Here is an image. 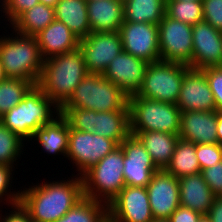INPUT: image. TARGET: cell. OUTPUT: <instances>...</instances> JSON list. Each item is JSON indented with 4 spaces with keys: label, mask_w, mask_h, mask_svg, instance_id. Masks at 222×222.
<instances>
[{
    "label": "cell",
    "mask_w": 222,
    "mask_h": 222,
    "mask_svg": "<svg viewBox=\"0 0 222 222\" xmlns=\"http://www.w3.org/2000/svg\"><path fill=\"white\" fill-rule=\"evenodd\" d=\"M74 175L21 189L20 203L33 222H56L84 197L82 177Z\"/></svg>",
    "instance_id": "1"
},
{
    "label": "cell",
    "mask_w": 222,
    "mask_h": 222,
    "mask_svg": "<svg viewBox=\"0 0 222 222\" xmlns=\"http://www.w3.org/2000/svg\"><path fill=\"white\" fill-rule=\"evenodd\" d=\"M88 74L78 48L45 59L37 86L60 108Z\"/></svg>",
    "instance_id": "2"
},
{
    "label": "cell",
    "mask_w": 222,
    "mask_h": 222,
    "mask_svg": "<svg viewBox=\"0 0 222 222\" xmlns=\"http://www.w3.org/2000/svg\"><path fill=\"white\" fill-rule=\"evenodd\" d=\"M10 31V35H0V62L5 74L8 78L24 79L37 85L44 59L36 37Z\"/></svg>",
    "instance_id": "3"
},
{
    "label": "cell",
    "mask_w": 222,
    "mask_h": 222,
    "mask_svg": "<svg viewBox=\"0 0 222 222\" xmlns=\"http://www.w3.org/2000/svg\"><path fill=\"white\" fill-rule=\"evenodd\" d=\"M59 114L60 108L34 85L18 105L0 117V122L25 142L31 143L34 132Z\"/></svg>",
    "instance_id": "4"
},
{
    "label": "cell",
    "mask_w": 222,
    "mask_h": 222,
    "mask_svg": "<svg viewBox=\"0 0 222 222\" xmlns=\"http://www.w3.org/2000/svg\"><path fill=\"white\" fill-rule=\"evenodd\" d=\"M129 96L102 74L89 73L60 107V114L68 108L92 109L96 112L129 110Z\"/></svg>",
    "instance_id": "5"
},
{
    "label": "cell",
    "mask_w": 222,
    "mask_h": 222,
    "mask_svg": "<svg viewBox=\"0 0 222 222\" xmlns=\"http://www.w3.org/2000/svg\"><path fill=\"white\" fill-rule=\"evenodd\" d=\"M124 152L119 145L83 176V196L108 204L126 186L123 176Z\"/></svg>",
    "instance_id": "6"
},
{
    "label": "cell",
    "mask_w": 222,
    "mask_h": 222,
    "mask_svg": "<svg viewBox=\"0 0 222 222\" xmlns=\"http://www.w3.org/2000/svg\"><path fill=\"white\" fill-rule=\"evenodd\" d=\"M130 131H159L179 136L181 110L176 104L129 97Z\"/></svg>",
    "instance_id": "7"
},
{
    "label": "cell",
    "mask_w": 222,
    "mask_h": 222,
    "mask_svg": "<svg viewBox=\"0 0 222 222\" xmlns=\"http://www.w3.org/2000/svg\"><path fill=\"white\" fill-rule=\"evenodd\" d=\"M189 68L183 64L163 60L149 63L142 86L136 95L176 104L184 74Z\"/></svg>",
    "instance_id": "8"
},
{
    "label": "cell",
    "mask_w": 222,
    "mask_h": 222,
    "mask_svg": "<svg viewBox=\"0 0 222 222\" xmlns=\"http://www.w3.org/2000/svg\"><path fill=\"white\" fill-rule=\"evenodd\" d=\"M118 146L119 144L115 140L70 127L66 158L71 160L72 166L75 164L72 170L76 169L77 176L82 177Z\"/></svg>",
    "instance_id": "9"
},
{
    "label": "cell",
    "mask_w": 222,
    "mask_h": 222,
    "mask_svg": "<svg viewBox=\"0 0 222 222\" xmlns=\"http://www.w3.org/2000/svg\"><path fill=\"white\" fill-rule=\"evenodd\" d=\"M158 37L161 60L192 68V25L170 18L165 14L158 24Z\"/></svg>",
    "instance_id": "10"
},
{
    "label": "cell",
    "mask_w": 222,
    "mask_h": 222,
    "mask_svg": "<svg viewBox=\"0 0 222 222\" xmlns=\"http://www.w3.org/2000/svg\"><path fill=\"white\" fill-rule=\"evenodd\" d=\"M89 73L103 74L111 61L123 51L119 32H93L79 40Z\"/></svg>",
    "instance_id": "11"
},
{
    "label": "cell",
    "mask_w": 222,
    "mask_h": 222,
    "mask_svg": "<svg viewBox=\"0 0 222 222\" xmlns=\"http://www.w3.org/2000/svg\"><path fill=\"white\" fill-rule=\"evenodd\" d=\"M111 222H152L154 220L146 187L125 186L108 203Z\"/></svg>",
    "instance_id": "12"
},
{
    "label": "cell",
    "mask_w": 222,
    "mask_h": 222,
    "mask_svg": "<svg viewBox=\"0 0 222 222\" xmlns=\"http://www.w3.org/2000/svg\"><path fill=\"white\" fill-rule=\"evenodd\" d=\"M123 51L148 63L161 60L158 25L123 22L119 29Z\"/></svg>",
    "instance_id": "13"
},
{
    "label": "cell",
    "mask_w": 222,
    "mask_h": 222,
    "mask_svg": "<svg viewBox=\"0 0 222 222\" xmlns=\"http://www.w3.org/2000/svg\"><path fill=\"white\" fill-rule=\"evenodd\" d=\"M124 152L123 176L126 186L146 187L159 170L140 140L130 134L121 144Z\"/></svg>",
    "instance_id": "14"
},
{
    "label": "cell",
    "mask_w": 222,
    "mask_h": 222,
    "mask_svg": "<svg viewBox=\"0 0 222 222\" xmlns=\"http://www.w3.org/2000/svg\"><path fill=\"white\" fill-rule=\"evenodd\" d=\"M146 189L155 220L169 219L180 206L178 178L165 169L154 172Z\"/></svg>",
    "instance_id": "15"
},
{
    "label": "cell",
    "mask_w": 222,
    "mask_h": 222,
    "mask_svg": "<svg viewBox=\"0 0 222 222\" xmlns=\"http://www.w3.org/2000/svg\"><path fill=\"white\" fill-rule=\"evenodd\" d=\"M176 105L181 112L216 111L214 97L202 69L189 68L186 71Z\"/></svg>",
    "instance_id": "16"
},
{
    "label": "cell",
    "mask_w": 222,
    "mask_h": 222,
    "mask_svg": "<svg viewBox=\"0 0 222 222\" xmlns=\"http://www.w3.org/2000/svg\"><path fill=\"white\" fill-rule=\"evenodd\" d=\"M192 68L204 69L222 66V32L208 22L201 21L192 26Z\"/></svg>",
    "instance_id": "17"
},
{
    "label": "cell",
    "mask_w": 222,
    "mask_h": 222,
    "mask_svg": "<svg viewBox=\"0 0 222 222\" xmlns=\"http://www.w3.org/2000/svg\"><path fill=\"white\" fill-rule=\"evenodd\" d=\"M148 64L147 61L122 51L102 75L130 97L140 90Z\"/></svg>",
    "instance_id": "18"
},
{
    "label": "cell",
    "mask_w": 222,
    "mask_h": 222,
    "mask_svg": "<svg viewBox=\"0 0 222 222\" xmlns=\"http://www.w3.org/2000/svg\"><path fill=\"white\" fill-rule=\"evenodd\" d=\"M179 138L194 144L218 143L217 111L181 112Z\"/></svg>",
    "instance_id": "19"
},
{
    "label": "cell",
    "mask_w": 222,
    "mask_h": 222,
    "mask_svg": "<svg viewBox=\"0 0 222 222\" xmlns=\"http://www.w3.org/2000/svg\"><path fill=\"white\" fill-rule=\"evenodd\" d=\"M35 37L44 60L79 47L80 39L63 22L56 19Z\"/></svg>",
    "instance_id": "20"
},
{
    "label": "cell",
    "mask_w": 222,
    "mask_h": 222,
    "mask_svg": "<svg viewBox=\"0 0 222 222\" xmlns=\"http://www.w3.org/2000/svg\"><path fill=\"white\" fill-rule=\"evenodd\" d=\"M69 132L70 125L67 119L62 114H59L51 122L38 128L30 141L32 143L37 141L34 144H38L42 152L44 151L48 156L49 154L50 156L61 155L66 158Z\"/></svg>",
    "instance_id": "21"
},
{
    "label": "cell",
    "mask_w": 222,
    "mask_h": 222,
    "mask_svg": "<svg viewBox=\"0 0 222 222\" xmlns=\"http://www.w3.org/2000/svg\"><path fill=\"white\" fill-rule=\"evenodd\" d=\"M91 33L117 32L124 22V4L120 0L87 2Z\"/></svg>",
    "instance_id": "22"
},
{
    "label": "cell",
    "mask_w": 222,
    "mask_h": 222,
    "mask_svg": "<svg viewBox=\"0 0 222 222\" xmlns=\"http://www.w3.org/2000/svg\"><path fill=\"white\" fill-rule=\"evenodd\" d=\"M180 205L202 215H207L215 199L202 173L184 176L178 179Z\"/></svg>",
    "instance_id": "23"
},
{
    "label": "cell",
    "mask_w": 222,
    "mask_h": 222,
    "mask_svg": "<svg viewBox=\"0 0 222 222\" xmlns=\"http://www.w3.org/2000/svg\"><path fill=\"white\" fill-rule=\"evenodd\" d=\"M144 145L155 166L165 169L171 161L179 136L159 131H130Z\"/></svg>",
    "instance_id": "24"
},
{
    "label": "cell",
    "mask_w": 222,
    "mask_h": 222,
    "mask_svg": "<svg viewBox=\"0 0 222 222\" xmlns=\"http://www.w3.org/2000/svg\"><path fill=\"white\" fill-rule=\"evenodd\" d=\"M54 12L55 19L63 22L79 39L91 33L86 0H59Z\"/></svg>",
    "instance_id": "25"
},
{
    "label": "cell",
    "mask_w": 222,
    "mask_h": 222,
    "mask_svg": "<svg viewBox=\"0 0 222 222\" xmlns=\"http://www.w3.org/2000/svg\"><path fill=\"white\" fill-rule=\"evenodd\" d=\"M95 134L115 140L119 145L131 134L129 110L95 111Z\"/></svg>",
    "instance_id": "26"
},
{
    "label": "cell",
    "mask_w": 222,
    "mask_h": 222,
    "mask_svg": "<svg viewBox=\"0 0 222 222\" xmlns=\"http://www.w3.org/2000/svg\"><path fill=\"white\" fill-rule=\"evenodd\" d=\"M54 20V7L39 2L22 13L8 28L22 35L36 36Z\"/></svg>",
    "instance_id": "27"
},
{
    "label": "cell",
    "mask_w": 222,
    "mask_h": 222,
    "mask_svg": "<svg viewBox=\"0 0 222 222\" xmlns=\"http://www.w3.org/2000/svg\"><path fill=\"white\" fill-rule=\"evenodd\" d=\"M165 170L176 178L201 172L196 155V144L179 138L171 161Z\"/></svg>",
    "instance_id": "28"
},
{
    "label": "cell",
    "mask_w": 222,
    "mask_h": 222,
    "mask_svg": "<svg viewBox=\"0 0 222 222\" xmlns=\"http://www.w3.org/2000/svg\"><path fill=\"white\" fill-rule=\"evenodd\" d=\"M165 9L166 0H131L124 4V21L158 25Z\"/></svg>",
    "instance_id": "29"
},
{
    "label": "cell",
    "mask_w": 222,
    "mask_h": 222,
    "mask_svg": "<svg viewBox=\"0 0 222 222\" xmlns=\"http://www.w3.org/2000/svg\"><path fill=\"white\" fill-rule=\"evenodd\" d=\"M108 204L83 197L56 222H107Z\"/></svg>",
    "instance_id": "30"
},
{
    "label": "cell",
    "mask_w": 222,
    "mask_h": 222,
    "mask_svg": "<svg viewBox=\"0 0 222 222\" xmlns=\"http://www.w3.org/2000/svg\"><path fill=\"white\" fill-rule=\"evenodd\" d=\"M34 84L28 80L7 78L0 83V117L18 105Z\"/></svg>",
    "instance_id": "31"
},
{
    "label": "cell",
    "mask_w": 222,
    "mask_h": 222,
    "mask_svg": "<svg viewBox=\"0 0 222 222\" xmlns=\"http://www.w3.org/2000/svg\"><path fill=\"white\" fill-rule=\"evenodd\" d=\"M25 144L27 143L23 139L0 122V165L16 166L17 168L19 165L17 160H21V155L23 156L26 151Z\"/></svg>",
    "instance_id": "32"
},
{
    "label": "cell",
    "mask_w": 222,
    "mask_h": 222,
    "mask_svg": "<svg viewBox=\"0 0 222 222\" xmlns=\"http://www.w3.org/2000/svg\"><path fill=\"white\" fill-rule=\"evenodd\" d=\"M165 14L192 26L204 20L202 1L166 0Z\"/></svg>",
    "instance_id": "33"
},
{
    "label": "cell",
    "mask_w": 222,
    "mask_h": 222,
    "mask_svg": "<svg viewBox=\"0 0 222 222\" xmlns=\"http://www.w3.org/2000/svg\"><path fill=\"white\" fill-rule=\"evenodd\" d=\"M14 170H16L15 167L9 165H0V206L2 205V208L3 205L10 207L20 202L21 189L19 188L18 190V188H15V191L11 189L13 188L12 182H14L13 180L15 179L13 176L14 172H17Z\"/></svg>",
    "instance_id": "34"
},
{
    "label": "cell",
    "mask_w": 222,
    "mask_h": 222,
    "mask_svg": "<svg viewBox=\"0 0 222 222\" xmlns=\"http://www.w3.org/2000/svg\"><path fill=\"white\" fill-rule=\"evenodd\" d=\"M72 129L95 133V111L92 109L68 108L62 114Z\"/></svg>",
    "instance_id": "35"
},
{
    "label": "cell",
    "mask_w": 222,
    "mask_h": 222,
    "mask_svg": "<svg viewBox=\"0 0 222 222\" xmlns=\"http://www.w3.org/2000/svg\"><path fill=\"white\" fill-rule=\"evenodd\" d=\"M39 2V0H0V13H3L0 17L3 18L2 21H6L5 23L9 21L6 25L10 26L22 13Z\"/></svg>",
    "instance_id": "36"
},
{
    "label": "cell",
    "mask_w": 222,
    "mask_h": 222,
    "mask_svg": "<svg viewBox=\"0 0 222 222\" xmlns=\"http://www.w3.org/2000/svg\"><path fill=\"white\" fill-rule=\"evenodd\" d=\"M196 155L201 171L222 161V151L219 143L196 144Z\"/></svg>",
    "instance_id": "37"
},
{
    "label": "cell",
    "mask_w": 222,
    "mask_h": 222,
    "mask_svg": "<svg viewBox=\"0 0 222 222\" xmlns=\"http://www.w3.org/2000/svg\"><path fill=\"white\" fill-rule=\"evenodd\" d=\"M205 72L210 90L216 104V111H222V66L202 69Z\"/></svg>",
    "instance_id": "38"
},
{
    "label": "cell",
    "mask_w": 222,
    "mask_h": 222,
    "mask_svg": "<svg viewBox=\"0 0 222 222\" xmlns=\"http://www.w3.org/2000/svg\"><path fill=\"white\" fill-rule=\"evenodd\" d=\"M204 21L222 32V0H202Z\"/></svg>",
    "instance_id": "39"
},
{
    "label": "cell",
    "mask_w": 222,
    "mask_h": 222,
    "mask_svg": "<svg viewBox=\"0 0 222 222\" xmlns=\"http://www.w3.org/2000/svg\"><path fill=\"white\" fill-rule=\"evenodd\" d=\"M204 181L216 197H222V161L201 171Z\"/></svg>",
    "instance_id": "40"
},
{
    "label": "cell",
    "mask_w": 222,
    "mask_h": 222,
    "mask_svg": "<svg viewBox=\"0 0 222 222\" xmlns=\"http://www.w3.org/2000/svg\"><path fill=\"white\" fill-rule=\"evenodd\" d=\"M10 208L12 210L4 212L5 215H2L3 212L0 210V222H32L28 211L20 202L12 205Z\"/></svg>",
    "instance_id": "41"
},
{
    "label": "cell",
    "mask_w": 222,
    "mask_h": 222,
    "mask_svg": "<svg viewBox=\"0 0 222 222\" xmlns=\"http://www.w3.org/2000/svg\"><path fill=\"white\" fill-rule=\"evenodd\" d=\"M203 215L180 205L169 217L170 222H198Z\"/></svg>",
    "instance_id": "42"
},
{
    "label": "cell",
    "mask_w": 222,
    "mask_h": 222,
    "mask_svg": "<svg viewBox=\"0 0 222 222\" xmlns=\"http://www.w3.org/2000/svg\"><path fill=\"white\" fill-rule=\"evenodd\" d=\"M207 216L211 222H222V197H215Z\"/></svg>",
    "instance_id": "43"
},
{
    "label": "cell",
    "mask_w": 222,
    "mask_h": 222,
    "mask_svg": "<svg viewBox=\"0 0 222 222\" xmlns=\"http://www.w3.org/2000/svg\"><path fill=\"white\" fill-rule=\"evenodd\" d=\"M217 139L222 143V111H217Z\"/></svg>",
    "instance_id": "44"
},
{
    "label": "cell",
    "mask_w": 222,
    "mask_h": 222,
    "mask_svg": "<svg viewBox=\"0 0 222 222\" xmlns=\"http://www.w3.org/2000/svg\"><path fill=\"white\" fill-rule=\"evenodd\" d=\"M42 4H45L47 6H51V7H55V5L57 4V2L59 0H39Z\"/></svg>",
    "instance_id": "45"
},
{
    "label": "cell",
    "mask_w": 222,
    "mask_h": 222,
    "mask_svg": "<svg viewBox=\"0 0 222 222\" xmlns=\"http://www.w3.org/2000/svg\"><path fill=\"white\" fill-rule=\"evenodd\" d=\"M8 77L5 74L4 68L0 62V83L4 80H6Z\"/></svg>",
    "instance_id": "46"
},
{
    "label": "cell",
    "mask_w": 222,
    "mask_h": 222,
    "mask_svg": "<svg viewBox=\"0 0 222 222\" xmlns=\"http://www.w3.org/2000/svg\"><path fill=\"white\" fill-rule=\"evenodd\" d=\"M198 222H211L207 215H203Z\"/></svg>",
    "instance_id": "47"
},
{
    "label": "cell",
    "mask_w": 222,
    "mask_h": 222,
    "mask_svg": "<svg viewBox=\"0 0 222 222\" xmlns=\"http://www.w3.org/2000/svg\"><path fill=\"white\" fill-rule=\"evenodd\" d=\"M152 222H170L168 219H163V220H153Z\"/></svg>",
    "instance_id": "48"
},
{
    "label": "cell",
    "mask_w": 222,
    "mask_h": 222,
    "mask_svg": "<svg viewBox=\"0 0 222 222\" xmlns=\"http://www.w3.org/2000/svg\"><path fill=\"white\" fill-rule=\"evenodd\" d=\"M123 4H126L127 2L131 1V0H120Z\"/></svg>",
    "instance_id": "49"
},
{
    "label": "cell",
    "mask_w": 222,
    "mask_h": 222,
    "mask_svg": "<svg viewBox=\"0 0 222 222\" xmlns=\"http://www.w3.org/2000/svg\"><path fill=\"white\" fill-rule=\"evenodd\" d=\"M178 1H202V0H178Z\"/></svg>",
    "instance_id": "50"
}]
</instances>
